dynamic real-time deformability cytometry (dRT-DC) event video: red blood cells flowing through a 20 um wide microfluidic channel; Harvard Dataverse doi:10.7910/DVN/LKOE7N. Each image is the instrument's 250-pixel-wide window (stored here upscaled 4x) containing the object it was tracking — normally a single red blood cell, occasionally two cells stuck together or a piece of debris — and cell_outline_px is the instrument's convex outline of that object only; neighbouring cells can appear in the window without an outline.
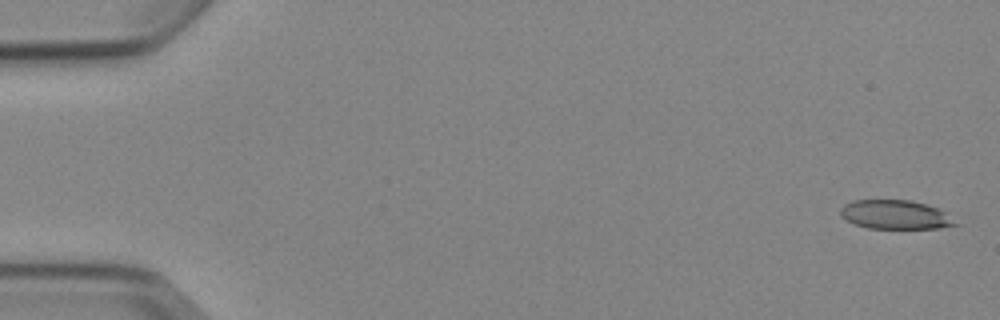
{"species": "Egyptian fruit bat (a non-hibernating species)", "species_latin": "Rousettus aegyptiacus", "temperature_condition": "cold", "stored_images_in_passage": 5, "camera_frame_rate_fps": 3000, "um_per_image_px": 0.085, "animal": {"sex": "female"}, "frame": {"image": 1, "passage_image": 1, "time_ms": 0.0, "image_size_px": [1000, 320], "cell_outline_px": [[960, 224], [940, 228], [868, 228], [856, 224], [840, 216], [840, 208], [844, 204], [852, 200], [908, 200], [940, 208], [948, 212]], "centroid_in_image_um": [76.15, 18.24], "position_along_channel_um": 8.9, "area_um2": 19.54}}
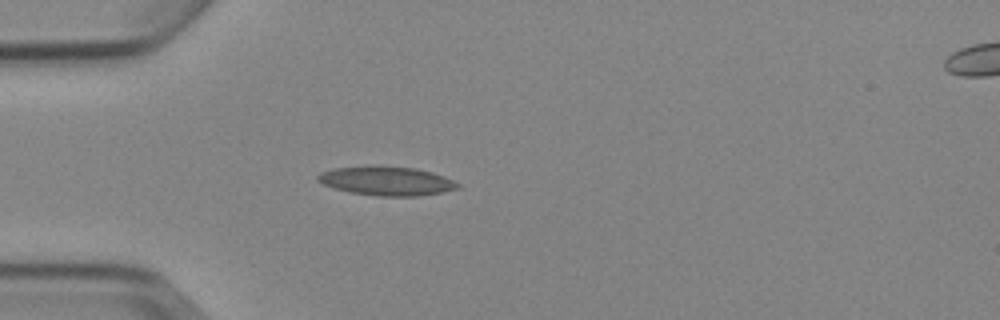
{"frame": {"image": 2, "passage_image": 5, "time_ms": 4.667, "image_size_px": [1000, 320], "cell_outline_px": [[460, 188], [440, 192], [416, 196], [380, 196], [352, 192], [332, 188], [316, 180], [316, 176], [320, 172], [332, 168], [376, 164], [416, 168], [432, 172], [444, 176], [460, 184]], "centroid_in_image_um": [32.82, 15.35], "position_along_channel_um": 52.2, "area_um2": 23.99}}